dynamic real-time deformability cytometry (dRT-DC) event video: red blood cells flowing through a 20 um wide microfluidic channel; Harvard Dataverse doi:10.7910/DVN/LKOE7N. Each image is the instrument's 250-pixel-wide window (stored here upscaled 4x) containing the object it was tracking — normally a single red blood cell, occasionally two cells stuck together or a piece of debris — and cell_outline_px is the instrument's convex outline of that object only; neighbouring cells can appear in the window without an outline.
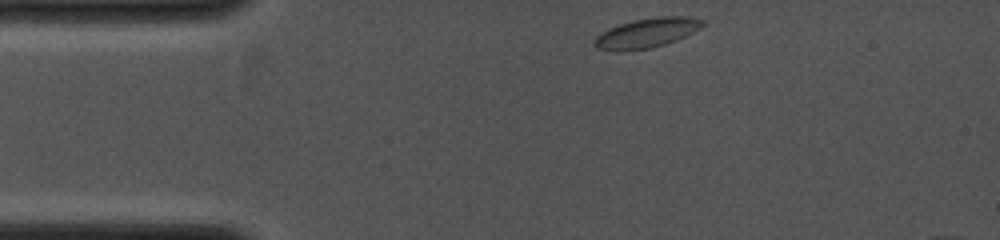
{"species": "common noctule bat (a hibernating species)", "species_latin": "Nyctalus noctula", "temperature_condition": "cold", "stored_images_in_passage": 2, "camera_frame_rate_fps": 4000, "um_per_image_px": 0.085, "animal": {"sex": "female", "body_mass_g": 19.0, "forearm_length_mm": 53.3}, "frame": {"image": 1, "passage_image": 1, "time_ms": 0.0, "image_size_px": [1000, 240], "cell_outline_px": [[704, 24], [700, 28], [676, 40], [652, 48], [620, 52], [612, 52], [596, 48], [592, 44], [592, 40], [600, 32], [608, 28], [620, 24], [636, 20], [656, 16], [684, 16], [704, 20]], "centroid_in_image_um": [54.88, 2.82], "position_along_channel_um": 30.1, "area_um2": 18.9}}